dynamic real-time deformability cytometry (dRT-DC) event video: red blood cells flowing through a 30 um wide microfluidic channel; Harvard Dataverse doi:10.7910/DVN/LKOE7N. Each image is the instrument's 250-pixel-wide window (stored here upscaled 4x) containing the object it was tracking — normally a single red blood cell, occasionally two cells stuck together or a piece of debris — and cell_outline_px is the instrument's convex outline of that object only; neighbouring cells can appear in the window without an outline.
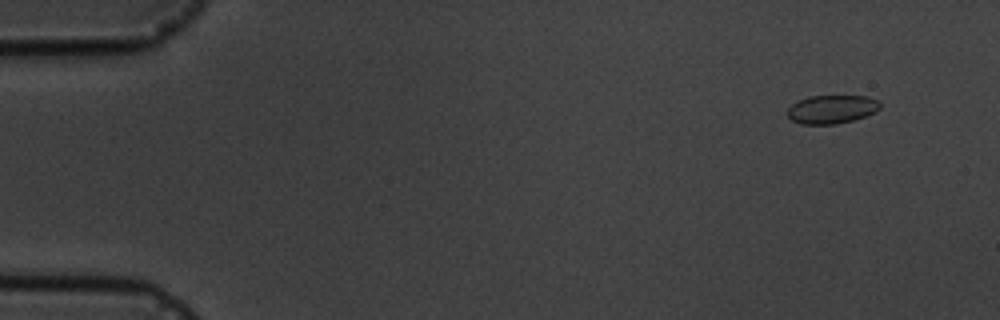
{"species": "common noctule bat (a hibernating species)", "species_latin": "Nyctalus noctula", "temperature_condition": "cold", "stored_images_in_passage": 16, "camera_frame_rate_fps": 3000, "um_per_image_px": 0.085, "animal": {"sex": "male", "body_mass_g": 19.5, "forearm_length_mm": 54.6}, "frame": {"image": 1, "passage_image": 2, "time_ms": 1.0, "image_size_px": [1000, 320], "cell_outline_px": [[880, 108], [876, 112], [852, 120], [836, 124], [800, 124], [792, 120], [788, 116], [788, 108], [792, 104], [808, 96], [868, 96], [880, 100]], "centroid_in_image_um": [70.72, 9.28], "position_along_channel_um": 14.3, "area_um2": 15.37}}
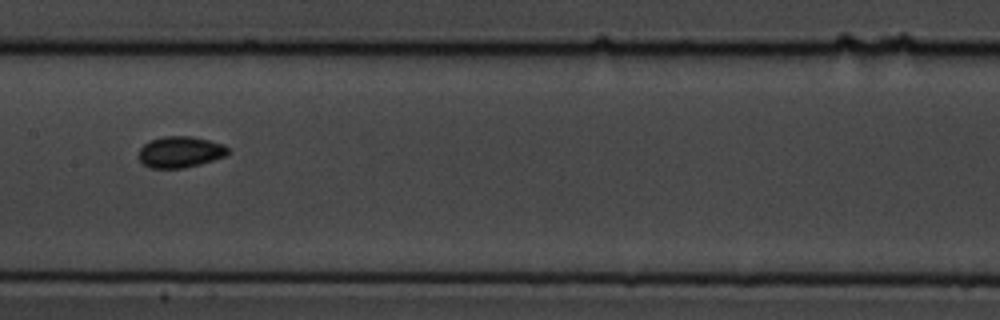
{"frame": {"image": 2, "passage_image": 9, "time_ms": 9.0, "image_size_px": [1000, 320], "cell_outline_px": [[228, 152], [224, 156], [200, 164], [184, 168], [148, 168], [140, 160], [140, 148], [144, 144], [152, 140], [164, 136], [192, 136], [224, 144], [228, 148]], "centroid_in_image_um": [15.32, 12.92], "position_along_channel_um": 192.1, "area_um2": 16.07}}
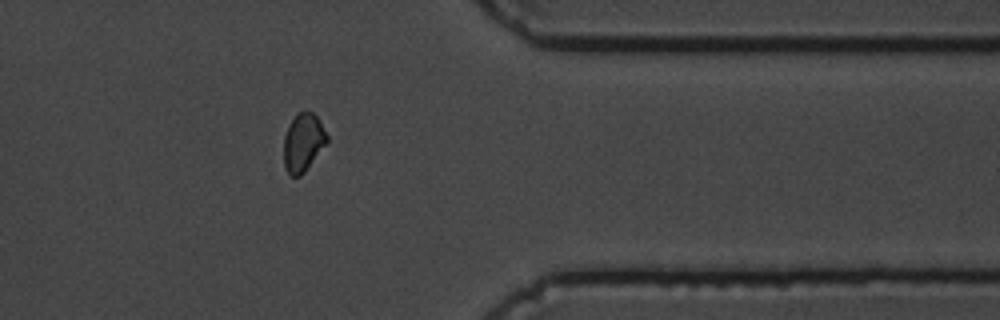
{"frame": {"image": 3, "passage_image": 14, "time_ms": 14.667, "image_size_px": [1000, 320], "cell_outline_px": [[328, 144], [304, 172], [300, 176], [292, 176], [284, 168], [284, 136], [288, 124], [296, 112], [312, 112], [320, 120], [328, 136]], "centroid_in_image_um": [25.78, 12.1], "position_along_channel_um": 385.6, "area_um2": 14.91}, "authors_computed_cell_mechanics": {"area_um2": 15.5771, "velocity_mm_per_s": 3.6386, "shape_relaxation_time_tau1_ms": 1.5704, "shape_relaxation_time_tau2_ms": null, "deformation_change_tau1": 0.0418, "deformation_change_tau2": null}}